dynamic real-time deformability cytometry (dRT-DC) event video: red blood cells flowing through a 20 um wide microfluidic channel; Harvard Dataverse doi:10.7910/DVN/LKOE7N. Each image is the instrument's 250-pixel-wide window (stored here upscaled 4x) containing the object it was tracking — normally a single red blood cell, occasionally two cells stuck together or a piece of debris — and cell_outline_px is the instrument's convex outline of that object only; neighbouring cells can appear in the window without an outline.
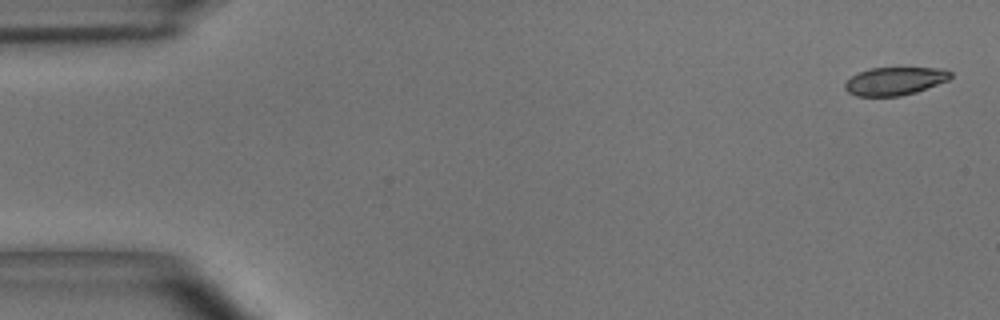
{"species": "common noctule bat (a hibernating species)", "species_latin": "Nyctalus noctula", "temperature_condition": "room temperature", "stored_images_in_passage": 6, "camera_frame_rate_fps": 3000, "um_per_image_px": 0.085, "animal": {"sex": "male", "body_mass_g": 15.6}, "frame": {"image": 1, "passage_image": 1, "time_ms": 0.0, "image_size_px": [1000, 320], "cell_outline_px": [[952, 76], [948, 80], [916, 92], [900, 96], [856, 96], [848, 92], [844, 88], [844, 84], [852, 76], [868, 68], [940, 68], [952, 72]], "centroid_in_image_um": [76.05, 6.89], "position_along_channel_um": 8.9, "area_um2": 17.17}}